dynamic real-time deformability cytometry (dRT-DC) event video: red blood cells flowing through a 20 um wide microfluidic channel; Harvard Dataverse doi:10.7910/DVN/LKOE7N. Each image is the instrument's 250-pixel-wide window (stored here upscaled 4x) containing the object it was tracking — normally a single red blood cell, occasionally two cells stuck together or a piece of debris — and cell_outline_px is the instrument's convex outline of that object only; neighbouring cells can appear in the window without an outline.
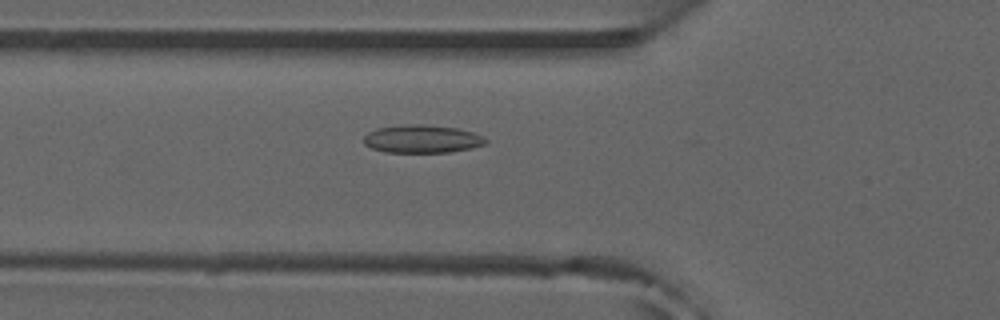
{"species": "common noctule bat (a hibernating species)", "species_latin": "Nyctalus noctula", "temperature_condition": "room temperature", "stored_images_in_passage": 49, "camera_frame_rate_fps": 3000, "um_per_image_px": 0.085, "animal": {"sex": "male", "forearm_length_mm": 52.5}, "frame": {"image": 1, "passage_image": 15, "time_ms": 4.667, "image_size_px": [1000, 320], "cell_outline_px": [[488, 140], [484, 144], [472, 148], [448, 152], [384, 152], [372, 148], [364, 144], [364, 136], [368, 132], [376, 128], [404, 124], [424, 124], [456, 128], [472, 132], [484, 136]], "centroid_in_image_um": [35.86, 11.8], "position_along_channel_um": 89.9, "area_um2": 19.94}, "authors_computed_cell_mechanics": {"area_um2": 18.6116, "velocity_mm_per_s": 3.9369, "shape_relaxation_time_tau1_ms": null, "shape_relaxation_time_tau2_ms": 3.2711, "deformation_change_tau1": null, "deformation_change_tau2": 0.0839}}